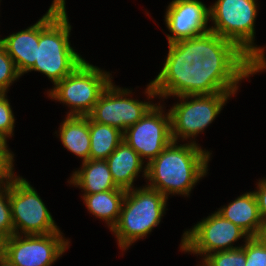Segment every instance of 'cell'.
Wrapping results in <instances>:
<instances>
[{
  "label": "cell",
  "instance_id": "4316f807",
  "mask_svg": "<svg viewBox=\"0 0 266 266\" xmlns=\"http://www.w3.org/2000/svg\"><path fill=\"white\" fill-rule=\"evenodd\" d=\"M257 190L254 191L261 219L266 218V179L259 180Z\"/></svg>",
  "mask_w": 266,
  "mask_h": 266
},
{
  "label": "cell",
  "instance_id": "4fadbf2b",
  "mask_svg": "<svg viewBox=\"0 0 266 266\" xmlns=\"http://www.w3.org/2000/svg\"><path fill=\"white\" fill-rule=\"evenodd\" d=\"M166 10V27L172 34H167L168 44L210 31L209 8L199 0H173Z\"/></svg>",
  "mask_w": 266,
  "mask_h": 266
},
{
  "label": "cell",
  "instance_id": "ac0fdd59",
  "mask_svg": "<svg viewBox=\"0 0 266 266\" xmlns=\"http://www.w3.org/2000/svg\"><path fill=\"white\" fill-rule=\"evenodd\" d=\"M59 136L64 147L82 158V162L90 159L88 116H67L60 125Z\"/></svg>",
  "mask_w": 266,
  "mask_h": 266
},
{
  "label": "cell",
  "instance_id": "e0dca14e",
  "mask_svg": "<svg viewBox=\"0 0 266 266\" xmlns=\"http://www.w3.org/2000/svg\"><path fill=\"white\" fill-rule=\"evenodd\" d=\"M225 219L236 224L248 237H253L261 223L258 203L254 192L242 194L217 211Z\"/></svg>",
  "mask_w": 266,
  "mask_h": 266
},
{
  "label": "cell",
  "instance_id": "8992f818",
  "mask_svg": "<svg viewBox=\"0 0 266 266\" xmlns=\"http://www.w3.org/2000/svg\"><path fill=\"white\" fill-rule=\"evenodd\" d=\"M110 75L85 60L56 83L48 95L71 108L67 116H88L100 95L112 82Z\"/></svg>",
  "mask_w": 266,
  "mask_h": 266
},
{
  "label": "cell",
  "instance_id": "603a6c76",
  "mask_svg": "<svg viewBox=\"0 0 266 266\" xmlns=\"http://www.w3.org/2000/svg\"><path fill=\"white\" fill-rule=\"evenodd\" d=\"M14 234L9 201V184L0 190V235L8 239Z\"/></svg>",
  "mask_w": 266,
  "mask_h": 266
},
{
  "label": "cell",
  "instance_id": "ba28073f",
  "mask_svg": "<svg viewBox=\"0 0 266 266\" xmlns=\"http://www.w3.org/2000/svg\"><path fill=\"white\" fill-rule=\"evenodd\" d=\"M9 201L14 234L45 235L61 232L37 191L26 179L16 176L9 183Z\"/></svg>",
  "mask_w": 266,
  "mask_h": 266
},
{
  "label": "cell",
  "instance_id": "ffe728a7",
  "mask_svg": "<svg viewBox=\"0 0 266 266\" xmlns=\"http://www.w3.org/2000/svg\"><path fill=\"white\" fill-rule=\"evenodd\" d=\"M90 159L106 160L123 141V132L113 126L89 118Z\"/></svg>",
  "mask_w": 266,
  "mask_h": 266
},
{
  "label": "cell",
  "instance_id": "f546056e",
  "mask_svg": "<svg viewBox=\"0 0 266 266\" xmlns=\"http://www.w3.org/2000/svg\"><path fill=\"white\" fill-rule=\"evenodd\" d=\"M0 266H15L6 257L0 260Z\"/></svg>",
  "mask_w": 266,
  "mask_h": 266
},
{
  "label": "cell",
  "instance_id": "277c9868",
  "mask_svg": "<svg viewBox=\"0 0 266 266\" xmlns=\"http://www.w3.org/2000/svg\"><path fill=\"white\" fill-rule=\"evenodd\" d=\"M167 200L159 191L148 186L126 190L119 220L111 230L122 251L159 225Z\"/></svg>",
  "mask_w": 266,
  "mask_h": 266
},
{
  "label": "cell",
  "instance_id": "6da1fadb",
  "mask_svg": "<svg viewBox=\"0 0 266 266\" xmlns=\"http://www.w3.org/2000/svg\"><path fill=\"white\" fill-rule=\"evenodd\" d=\"M162 70L147 85L149 98L237 92L262 69L235 43L214 32L169 43Z\"/></svg>",
  "mask_w": 266,
  "mask_h": 266
},
{
  "label": "cell",
  "instance_id": "3957f363",
  "mask_svg": "<svg viewBox=\"0 0 266 266\" xmlns=\"http://www.w3.org/2000/svg\"><path fill=\"white\" fill-rule=\"evenodd\" d=\"M65 0H53L47 13L39 19L37 58L29 70L39 71L58 83L85 61L71 47Z\"/></svg>",
  "mask_w": 266,
  "mask_h": 266
},
{
  "label": "cell",
  "instance_id": "44dd1931",
  "mask_svg": "<svg viewBox=\"0 0 266 266\" xmlns=\"http://www.w3.org/2000/svg\"><path fill=\"white\" fill-rule=\"evenodd\" d=\"M205 266H245V250L240 247L232 250L210 253L203 257Z\"/></svg>",
  "mask_w": 266,
  "mask_h": 266
},
{
  "label": "cell",
  "instance_id": "30bf717a",
  "mask_svg": "<svg viewBox=\"0 0 266 266\" xmlns=\"http://www.w3.org/2000/svg\"><path fill=\"white\" fill-rule=\"evenodd\" d=\"M23 237L13 234L5 241V257L15 266H51L70 242L61 232Z\"/></svg>",
  "mask_w": 266,
  "mask_h": 266
},
{
  "label": "cell",
  "instance_id": "d4e9b609",
  "mask_svg": "<svg viewBox=\"0 0 266 266\" xmlns=\"http://www.w3.org/2000/svg\"><path fill=\"white\" fill-rule=\"evenodd\" d=\"M14 155L8 150L7 141L0 142V184L7 186L16 176L13 172ZM6 180V181H5Z\"/></svg>",
  "mask_w": 266,
  "mask_h": 266
},
{
  "label": "cell",
  "instance_id": "7a4b0ae2",
  "mask_svg": "<svg viewBox=\"0 0 266 266\" xmlns=\"http://www.w3.org/2000/svg\"><path fill=\"white\" fill-rule=\"evenodd\" d=\"M171 141L164 150L146 163L143 176L146 186L159 191L167 199L170 194L188 196L195 184L206 175L211 153L195 141L176 145Z\"/></svg>",
  "mask_w": 266,
  "mask_h": 266
},
{
  "label": "cell",
  "instance_id": "f1b7e54d",
  "mask_svg": "<svg viewBox=\"0 0 266 266\" xmlns=\"http://www.w3.org/2000/svg\"><path fill=\"white\" fill-rule=\"evenodd\" d=\"M5 241L6 239L0 235V260L5 257Z\"/></svg>",
  "mask_w": 266,
  "mask_h": 266
},
{
  "label": "cell",
  "instance_id": "d6986e66",
  "mask_svg": "<svg viewBox=\"0 0 266 266\" xmlns=\"http://www.w3.org/2000/svg\"><path fill=\"white\" fill-rule=\"evenodd\" d=\"M126 190L118 188L93 194H83L88 210L107 223L110 230L117 224Z\"/></svg>",
  "mask_w": 266,
  "mask_h": 266
},
{
  "label": "cell",
  "instance_id": "7402d4cb",
  "mask_svg": "<svg viewBox=\"0 0 266 266\" xmlns=\"http://www.w3.org/2000/svg\"><path fill=\"white\" fill-rule=\"evenodd\" d=\"M21 75L18 73L13 59L0 43V93H6L8 87Z\"/></svg>",
  "mask_w": 266,
  "mask_h": 266
},
{
  "label": "cell",
  "instance_id": "83f0119b",
  "mask_svg": "<svg viewBox=\"0 0 266 266\" xmlns=\"http://www.w3.org/2000/svg\"><path fill=\"white\" fill-rule=\"evenodd\" d=\"M252 238L255 239L260 245L266 247V218L261 219V223Z\"/></svg>",
  "mask_w": 266,
  "mask_h": 266
},
{
  "label": "cell",
  "instance_id": "9a60e30c",
  "mask_svg": "<svg viewBox=\"0 0 266 266\" xmlns=\"http://www.w3.org/2000/svg\"><path fill=\"white\" fill-rule=\"evenodd\" d=\"M114 183L124 190L134 188L133 182L143 170V160L124 140L106 159Z\"/></svg>",
  "mask_w": 266,
  "mask_h": 266
},
{
  "label": "cell",
  "instance_id": "484cf974",
  "mask_svg": "<svg viewBox=\"0 0 266 266\" xmlns=\"http://www.w3.org/2000/svg\"><path fill=\"white\" fill-rule=\"evenodd\" d=\"M242 248L245 250V266H266V247L260 245L255 239H245Z\"/></svg>",
  "mask_w": 266,
  "mask_h": 266
},
{
  "label": "cell",
  "instance_id": "52a82bcc",
  "mask_svg": "<svg viewBox=\"0 0 266 266\" xmlns=\"http://www.w3.org/2000/svg\"><path fill=\"white\" fill-rule=\"evenodd\" d=\"M234 94L236 92L178 96L181 102L169 110L172 141L177 142L179 137L193 138L203 132Z\"/></svg>",
  "mask_w": 266,
  "mask_h": 266
},
{
  "label": "cell",
  "instance_id": "5bb4252c",
  "mask_svg": "<svg viewBox=\"0 0 266 266\" xmlns=\"http://www.w3.org/2000/svg\"><path fill=\"white\" fill-rule=\"evenodd\" d=\"M39 42V21L25 30L2 39L8 55L13 59L18 73L22 76L34 66Z\"/></svg>",
  "mask_w": 266,
  "mask_h": 266
},
{
  "label": "cell",
  "instance_id": "9c48e42d",
  "mask_svg": "<svg viewBox=\"0 0 266 266\" xmlns=\"http://www.w3.org/2000/svg\"><path fill=\"white\" fill-rule=\"evenodd\" d=\"M243 237L249 238L236 224L214 212L183 233L180 249L205 257L210 253L242 247H234L232 243Z\"/></svg>",
  "mask_w": 266,
  "mask_h": 266
},
{
  "label": "cell",
  "instance_id": "7c38bea8",
  "mask_svg": "<svg viewBox=\"0 0 266 266\" xmlns=\"http://www.w3.org/2000/svg\"><path fill=\"white\" fill-rule=\"evenodd\" d=\"M129 94V89L115 87L111 82L100 95L88 117L94 122L113 126L124 132L155 105L127 98Z\"/></svg>",
  "mask_w": 266,
  "mask_h": 266
},
{
  "label": "cell",
  "instance_id": "5b68a950",
  "mask_svg": "<svg viewBox=\"0 0 266 266\" xmlns=\"http://www.w3.org/2000/svg\"><path fill=\"white\" fill-rule=\"evenodd\" d=\"M256 0H217L209 7L214 26L210 31L235 43L262 70L266 69L264 48L254 46Z\"/></svg>",
  "mask_w": 266,
  "mask_h": 266
},
{
  "label": "cell",
  "instance_id": "2e32d148",
  "mask_svg": "<svg viewBox=\"0 0 266 266\" xmlns=\"http://www.w3.org/2000/svg\"><path fill=\"white\" fill-rule=\"evenodd\" d=\"M84 190V194H93L119 187L114 183L112 174L106 160H93L82 162V168L75 171L70 182Z\"/></svg>",
  "mask_w": 266,
  "mask_h": 266
},
{
  "label": "cell",
  "instance_id": "cb8c5ba5",
  "mask_svg": "<svg viewBox=\"0 0 266 266\" xmlns=\"http://www.w3.org/2000/svg\"><path fill=\"white\" fill-rule=\"evenodd\" d=\"M15 118L6 93H0V138L7 141L13 135Z\"/></svg>",
  "mask_w": 266,
  "mask_h": 266
},
{
  "label": "cell",
  "instance_id": "8fae6325",
  "mask_svg": "<svg viewBox=\"0 0 266 266\" xmlns=\"http://www.w3.org/2000/svg\"><path fill=\"white\" fill-rule=\"evenodd\" d=\"M155 104L138 122L123 132V140L149 163L172 141L170 114Z\"/></svg>",
  "mask_w": 266,
  "mask_h": 266
}]
</instances>
